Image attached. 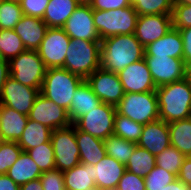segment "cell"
I'll return each mask as SVG.
<instances>
[{"instance_id":"obj_1","label":"cell","mask_w":191,"mask_h":190,"mask_svg":"<svg viewBox=\"0 0 191 190\" xmlns=\"http://www.w3.org/2000/svg\"><path fill=\"white\" fill-rule=\"evenodd\" d=\"M145 47L135 37L116 35L101 40L100 67L118 73L128 65L144 59Z\"/></svg>"},{"instance_id":"obj_2","label":"cell","mask_w":191,"mask_h":190,"mask_svg":"<svg viewBox=\"0 0 191 190\" xmlns=\"http://www.w3.org/2000/svg\"><path fill=\"white\" fill-rule=\"evenodd\" d=\"M159 107V119L166 123L191 117V82L186 77L155 90Z\"/></svg>"},{"instance_id":"obj_3","label":"cell","mask_w":191,"mask_h":190,"mask_svg":"<svg viewBox=\"0 0 191 190\" xmlns=\"http://www.w3.org/2000/svg\"><path fill=\"white\" fill-rule=\"evenodd\" d=\"M101 41L71 39L63 68L84 80L100 68Z\"/></svg>"},{"instance_id":"obj_4","label":"cell","mask_w":191,"mask_h":190,"mask_svg":"<svg viewBox=\"0 0 191 190\" xmlns=\"http://www.w3.org/2000/svg\"><path fill=\"white\" fill-rule=\"evenodd\" d=\"M84 79L64 68H49L43 79L40 94L69 110L75 90Z\"/></svg>"},{"instance_id":"obj_5","label":"cell","mask_w":191,"mask_h":190,"mask_svg":"<svg viewBox=\"0 0 191 190\" xmlns=\"http://www.w3.org/2000/svg\"><path fill=\"white\" fill-rule=\"evenodd\" d=\"M139 15L133 6L115 10H93V21L100 39L135 32Z\"/></svg>"},{"instance_id":"obj_6","label":"cell","mask_w":191,"mask_h":190,"mask_svg":"<svg viewBox=\"0 0 191 190\" xmlns=\"http://www.w3.org/2000/svg\"><path fill=\"white\" fill-rule=\"evenodd\" d=\"M116 111L143 125L155 121L159 119L156 92L124 93Z\"/></svg>"},{"instance_id":"obj_7","label":"cell","mask_w":191,"mask_h":190,"mask_svg":"<svg viewBox=\"0 0 191 190\" xmlns=\"http://www.w3.org/2000/svg\"><path fill=\"white\" fill-rule=\"evenodd\" d=\"M10 76L23 85L41 90L47 67L37 50H26L9 61Z\"/></svg>"},{"instance_id":"obj_8","label":"cell","mask_w":191,"mask_h":190,"mask_svg":"<svg viewBox=\"0 0 191 190\" xmlns=\"http://www.w3.org/2000/svg\"><path fill=\"white\" fill-rule=\"evenodd\" d=\"M50 141L54 150L55 169L65 172L81 163L73 124L53 130Z\"/></svg>"},{"instance_id":"obj_9","label":"cell","mask_w":191,"mask_h":190,"mask_svg":"<svg viewBox=\"0 0 191 190\" xmlns=\"http://www.w3.org/2000/svg\"><path fill=\"white\" fill-rule=\"evenodd\" d=\"M116 112L115 106L102 102L91 112L78 118L73 125L93 137L105 140L110 135H113Z\"/></svg>"},{"instance_id":"obj_10","label":"cell","mask_w":191,"mask_h":190,"mask_svg":"<svg viewBox=\"0 0 191 190\" xmlns=\"http://www.w3.org/2000/svg\"><path fill=\"white\" fill-rule=\"evenodd\" d=\"M71 38L62 28H48L37 52L49 68H63Z\"/></svg>"},{"instance_id":"obj_11","label":"cell","mask_w":191,"mask_h":190,"mask_svg":"<svg viewBox=\"0 0 191 190\" xmlns=\"http://www.w3.org/2000/svg\"><path fill=\"white\" fill-rule=\"evenodd\" d=\"M156 87L186 78L187 65L183 59L168 56H144Z\"/></svg>"},{"instance_id":"obj_12","label":"cell","mask_w":191,"mask_h":190,"mask_svg":"<svg viewBox=\"0 0 191 190\" xmlns=\"http://www.w3.org/2000/svg\"><path fill=\"white\" fill-rule=\"evenodd\" d=\"M85 80L103 103L116 107L124 96V90L117 73L106 71L100 67Z\"/></svg>"},{"instance_id":"obj_13","label":"cell","mask_w":191,"mask_h":190,"mask_svg":"<svg viewBox=\"0 0 191 190\" xmlns=\"http://www.w3.org/2000/svg\"><path fill=\"white\" fill-rule=\"evenodd\" d=\"M39 94L40 91L37 88L23 85L9 76L0 95V104L28 116Z\"/></svg>"},{"instance_id":"obj_14","label":"cell","mask_w":191,"mask_h":190,"mask_svg":"<svg viewBox=\"0 0 191 190\" xmlns=\"http://www.w3.org/2000/svg\"><path fill=\"white\" fill-rule=\"evenodd\" d=\"M28 117L45 125L52 131L72 124L67 110L58 106L50 99L45 98L42 94L36 97Z\"/></svg>"},{"instance_id":"obj_15","label":"cell","mask_w":191,"mask_h":190,"mask_svg":"<svg viewBox=\"0 0 191 190\" xmlns=\"http://www.w3.org/2000/svg\"><path fill=\"white\" fill-rule=\"evenodd\" d=\"M62 29L71 39L101 41L93 21L91 5L80 4Z\"/></svg>"},{"instance_id":"obj_16","label":"cell","mask_w":191,"mask_h":190,"mask_svg":"<svg viewBox=\"0 0 191 190\" xmlns=\"http://www.w3.org/2000/svg\"><path fill=\"white\" fill-rule=\"evenodd\" d=\"M117 74L124 93L155 92L157 89L145 59L128 65Z\"/></svg>"},{"instance_id":"obj_17","label":"cell","mask_w":191,"mask_h":190,"mask_svg":"<svg viewBox=\"0 0 191 190\" xmlns=\"http://www.w3.org/2000/svg\"><path fill=\"white\" fill-rule=\"evenodd\" d=\"M172 26V16L165 14L140 15L137 20L134 35L146 47L163 37Z\"/></svg>"},{"instance_id":"obj_18","label":"cell","mask_w":191,"mask_h":190,"mask_svg":"<svg viewBox=\"0 0 191 190\" xmlns=\"http://www.w3.org/2000/svg\"><path fill=\"white\" fill-rule=\"evenodd\" d=\"M137 146L147 149L154 156L171 146L168 123L157 119L145 124Z\"/></svg>"},{"instance_id":"obj_19","label":"cell","mask_w":191,"mask_h":190,"mask_svg":"<svg viewBox=\"0 0 191 190\" xmlns=\"http://www.w3.org/2000/svg\"><path fill=\"white\" fill-rule=\"evenodd\" d=\"M126 171L125 164L118 162L109 155L93 165V181L101 190L116 188Z\"/></svg>"},{"instance_id":"obj_20","label":"cell","mask_w":191,"mask_h":190,"mask_svg":"<svg viewBox=\"0 0 191 190\" xmlns=\"http://www.w3.org/2000/svg\"><path fill=\"white\" fill-rule=\"evenodd\" d=\"M47 24L40 18L23 16L14 28L26 50H37L45 37Z\"/></svg>"},{"instance_id":"obj_21","label":"cell","mask_w":191,"mask_h":190,"mask_svg":"<svg viewBox=\"0 0 191 190\" xmlns=\"http://www.w3.org/2000/svg\"><path fill=\"white\" fill-rule=\"evenodd\" d=\"M29 117L0 104V135L3 141L18 142Z\"/></svg>"},{"instance_id":"obj_22","label":"cell","mask_w":191,"mask_h":190,"mask_svg":"<svg viewBox=\"0 0 191 190\" xmlns=\"http://www.w3.org/2000/svg\"><path fill=\"white\" fill-rule=\"evenodd\" d=\"M183 49L179 30L172 28L163 37L147 45L144 56H168L183 59Z\"/></svg>"},{"instance_id":"obj_23","label":"cell","mask_w":191,"mask_h":190,"mask_svg":"<svg viewBox=\"0 0 191 190\" xmlns=\"http://www.w3.org/2000/svg\"><path fill=\"white\" fill-rule=\"evenodd\" d=\"M101 103L102 101L94 94L91 86L84 80L75 90V95L67 111L71 123L73 124L78 118L91 112Z\"/></svg>"},{"instance_id":"obj_24","label":"cell","mask_w":191,"mask_h":190,"mask_svg":"<svg viewBox=\"0 0 191 190\" xmlns=\"http://www.w3.org/2000/svg\"><path fill=\"white\" fill-rule=\"evenodd\" d=\"M75 137L80 151V162L96 165L106 155L104 140L93 137L75 127Z\"/></svg>"},{"instance_id":"obj_25","label":"cell","mask_w":191,"mask_h":190,"mask_svg":"<svg viewBox=\"0 0 191 190\" xmlns=\"http://www.w3.org/2000/svg\"><path fill=\"white\" fill-rule=\"evenodd\" d=\"M79 5L77 0H49L42 20L48 28H62Z\"/></svg>"},{"instance_id":"obj_26","label":"cell","mask_w":191,"mask_h":190,"mask_svg":"<svg viewBox=\"0 0 191 190\" xmlns=\"http://www.w3.org/2000/svg\"><path fill=\"white\" fill-rule=\"evenodd\" d=\"M6 174L12 181L21 186L29 181L40 178L42 172L29 154L22 151L16 162L8 169Z\"/></svg>"},{"instance_id":"obj_27","label":"cell","mask_w":191,"mask_h":190,"mask_svg":"<svg viewBox=\"0 0 191 190\" xmlns=\"http://www.w3.org/2000/svg\"><path fill=\"white\" fill-rule=\"evenodd\" d=\"M64 186L69 190H89L96 187L93 181V165L79 163L63 172Z\"/></svg>"},{"instance_id":"obj_28","label":"cell","mask_w":191,"mask_h":190,"mask_svg":"<svg viewBox=\"0 0 191 190\" xmlns=\"http://www.w3.org/2000/svg\"><path fill=\"white\" fill-rule=\"evenodd\" d=\"M171 146L185 157L191 156V117L168 123Z\"/></svg>"},{"instance_id":"obj_29","label":"cell","mask_w":191,"mask_h":190,"mask_svg":"<svg viewBox=\"0 0 191 190\" xmlns=\"http://www.w3.org/2000/svg\"><path fill=\"white\" fill-rule=\"evenodd\" d=\"M52 130L31 119H28L21 138L17 142L23 151H28L43 143H47L51 138Z\"/></svg>"},{"instance_id":"obj_30","label":"cell","mask_w":191,"mask_h":190,"mask_svg":"<svg viewBox=\"0 0 191 190\" xmlns=\"http://www.w3.org/2000/svg\"><path fill=\"white\" fill-rule=\"evenodd\" d=\"M125 166L127 171L144 178L156 166V156L147 149L136 146Z\"/></svg>"},{"instance_id":"obj_31","label":"cell","mask_w":191,"mask_h":190,"mask_svg":"<svg viewBox=\"0 0 191 190\" xmlns=\"http://www.w3.org/2000/svg\"><path fill=\"white\" fill-rule=\"evenodd\" d=\"M106 155L118 162L126 164L137 146L136 143L127 141L116 135H110L104 140Z\"/></svg>"},{"instance_id":"obj_32","label":"cell","mask_w":191,"mask_h":190,"mask_svg":"<svg viewBox=\"0 0 191 190\" xmlns=\"http://www.w3.org/2000/svg\"><path fill=\"white\" fill-rule=\"evenodd\" d=\"M26 48L14 29H0V58L10 61Z\"/></svg>"},{"instance_id":"obj_33","label":"cell","mask_w":191,"mask_h":190,"mask_svg":"<svg viewBox=\"0 0 191 190\" xmlns=\"http://www.w3.org/2000/svg\"><path fill=\"white\" fill-rule=\"evenodd\" d=\"M143 126V124L137 123L116 112L113 134L137 144L140 135L142 134Z\"/></svg>"},{"instance_id":"obj_34","label":"cell","mask_w":191,"mask_h":190,"mask_svg":"<svg viewBox=\"0 0 191 190\" xmlns=\"http://www.w3.org/2000/svg\"><path fill=\"white\" fill-rule=\"evenodd\" d=\"M133 8L140 15H171L173 0H130Z\"/></svg>"},{"instance_id":"obj_35","label":"cell","mask_w":191,"mask_h":190,"mask_svg":"<svg viewBox=\"0 0 191 190\" xmlns=\"http://www.w3.org/2000/svg\"><path fill=\"white\" fill-rule=\"evenodd\" d=\"M26 152L38 165L41 172L55 169L54 150L50 140Z\"/></svg>"},{"instance_id":"obj_36","label":"cell","mask_w":191,"mask_h":190,"mask_svg":"<svg viewBox=\"0 0 191 190\" xmlns=\"http://www.w3.org/2000/svg\"><path fill=\"white\" fill-rule=\"evenodd\" d=\"M185 156L175 147L169 146L156 156V166L178 176Z\"/></svg>"},{"instance_id":"obj_37","label":"cell","mask_w":191,"mask_h":190,"mask_svg":"<svg viewBox=\"0 0 191 190\" xmlns=\"http://www.w3.org/2000/svg\"><path fill=\"white\" fill-rule=\"evenodd\" d=\"M23 16L19 3L3 0L0 4V29H14Z\"/></svg>"},{"instance_id":"obj_38","label":"cell","mask_w":191,"mask_h":190,"mask_svg":"<svg viewBox=\"0 0 191 190\" xmlns=\"http://www.w3.org/2000/svg\"><path fill=\"white\" fill-rule=\"evenodd\" d=\"M17 142L3 141L0 144V174H6L22 152Z\"/></svg>"},{"instance_id":"obj_39","label":"cell","mask_w":191,"mask_h":190,"mask_svg":"<svg viewBox=\"0 0 191 190\" xmlns=\"http://www.w3.org/2000/svg\"><path fill=\"white\" fill-rule=\"evenodd\" d=\"M176 179V175L158 166L144 177L146 190H161Z\"/></svg>"},{"instance_id":"obj_40","label":"cell","mask_w":191,"mask_h":190,"mask_svg":"<svg viewBox=\"0 0 191 190\" xmlns=\"http://www.w3.org/2000/svg\"><path fill=\"white\" fill-rule=\"evenodd\" d=\"M171 16L174 29L191 27V4H174Z\"/></svg>"},{"instance_id":"obj_41","label":"cell","mask_w":191,"mask_h":190,"mask_svg":"<svg viewBox=\"0 0 191 190\" xmlns=\"http://www.w3.org/2000/svg\"><path fill=\"white\" fill-rule=\"evenodd\" d=\"M39 179L44 190H63L65 188L63 172L58 169L42 172Z\"/></svg>"},{"instance_id":"obj_42","label":"cell","mask_w":191,"mask_h":190,"mask_svg":"<svg viewBox=\"0 0 191 190\" xmlns=\"http://www.w3.org/2000/svg\"><path fill=\"white\" fill-rule=\"evenodd\" d=\"M49 0H22L20 7L24 16L36 17L42 19Z\"/></svg>"},{"instance_id":"obj_43","label":"cell","mask_w":191,"mask_h":190,"mask_svg":"<svg viewBox=\"0 0 191 190\" xmlns=\"http://www.w3.org/2000/svg\"><path fill=\"white\" fill-rule=\"evenodd\" d=\"M116 188L118 190H146L145 180L126 170Z\"/></svg>"},{"instance_id":"obj_44","label":"cell","mask_w":191,"mask_h":190,"mask_svg":"<svg viewBox=\"0 0 191 190\" xmlns=\"http://www.w3.org/2000/svg\"><path fill=\"white\" fill-rule=\"evenodd\" d=\"M93 10H115L131 6L130 0H94L91 4Z\"/></svg>"},{"instance_id":"obj_45","label":"cell","mask_w":191,"mask_h":190,"mask_svg":"<svg viewBox=\"0 0 191 190\" xmlns=\"http://www.w3.org/2000/svg\"><path fill=\"white\" fill-rule=\"evenodd\" d=\"M179 30L184 49H183V60L185 64L191 63V27L183 28V29H177Z\"/></svg>"},{"instance_id":"obj_46","label":"cell","mask_w":191,"mask_h":190,"mask_svg":"<svg viewBox=\"0 0 191 190\" xmlns=\"http://www.w3.org/2000/svg\"><path fill=\"white\" fill-rule=\"evenodd\" d=\"M177 178L191 187V156L184 158Z\"/></svg>"},{"instance_id":"obj_47","label":"cell","mask_w":191,"mask_h":190,"mask_svg":"<svg viewBox=\"0 0 191 190\" xmlns=\"http://www.w3.org/2000/svg\"><path fill=\"white\" fill-rule=\"evenodd\" d=\"M10 76L9 61L0 58V95L6 79Z\"/></svg>"},{"instance_id":"obj_48","label":"cell","mask_w":191,"mask_h":190,"mask_svg":"<svg viewBox=\"0 0 191 190\" xmlns=\"http://www.w3.org/2000/svg\"><path fill=\"white\" fill-rule=\"evenodd\" d=\"M0 190H20L17 185L7 174H0Z\"/></svg>"},{"instance_id":"obj_49","label":"cell","mask_w":191,"mask_h":190,"mask_svg":"<svg viewBox=\"0 0 191 190\" xmlns=\"http://www.w3.org/2000/svg\"><path fill=\"white\" fill-rule=\"evenodd\" d=\"M161 190H191V187L187 184H184L178 178L171 182L169 185L165 186Z\"/></svg>"},{"instance_id":"obj_50","label":"cell","mask_w":191,"mask_h":190,"mask_svg":"<svg viewBox=\"0 0 191 190\" xmlns=\"http://www.w3.org/2000/svg\"><path fill=\"white\" fill-rule=\"evenodd\" d=\"M20 190H44L40 179H35L20 186Z\"/></svg>"},{"instance_id":"obj_51","label":"cell","mask_w":191,"mask_h":190,"mask_svg":"<svg viewBox=\"0 0 191 190\" xmlns=\"http://www.w3.org/2000/svg\"><path fill=\"white\" fill-rule=\"evenodd\" d=\"M173 3L174 4H185V5H188V4H191V0H173Z\"/></svg>"},{"instance_id":"obj_52","label":"cell","mask_w":191,"mask_h":190,"mask_svg":"<svg viewBox=\"0 0 191 190\" xmlns=\"http://www.w3.org/2000/svg\"><path fill=\"white\" fill-rule=\"evenodd\" d=\"M186 77H187V78L190 80V82H191V63L187 64Z\"/></svg>"},{"instance_id":"obj_53","label":"cell","mask_w":191,"mask_h":190,"mask_svg":"<svg viewBox=\"0 0 191 190\" xmlns=\"http://www.w3.org/2000/svg\"><path fill=\"white\" fill-rule=\"evenodd\" d=\"M79 4L90 5L94 0H77Z\"/></svg>"},{"instance_id":"obj_54","label":"cell","mask_w":191,"mask_h":190,"mask_svg":"<svg viewBox=\"0 0 191 190\" xmlns=\"http://www.w3.org/2000/svg\"><path fill=\"white\" fill-rule=\"evenodd\" d=\"M8 1H12V2H16V3H19L22 1V0H8Z\"/></svg>"},{"instance_id":"obj_55","label":"cell","mask_w":191,"mask_h":190,"mask_svg":"<svg viewBox=\"0 0 191 190\" xmlns=\"http://www.w3.org/2000/svg\"><path fill=\"white\" fill-rule=\"evenodd\" d=\"M89 190H101V189H99L98 187H94V188L89 189Z\"/></svg>"},{"instance_id":"obj_56","label":"cell","mask_w":191,"mask_h":190,"mask_svg":"<svg viewBox=\"0 0 191 190\" xmlns=\"http://www.w3.org/2000/svg\"><path fill=\"white\" fill-rule=\"evenodd\" d=\"M3 142L2 138H1V135H0V144Z\"/></svg>"}]
</instances>
